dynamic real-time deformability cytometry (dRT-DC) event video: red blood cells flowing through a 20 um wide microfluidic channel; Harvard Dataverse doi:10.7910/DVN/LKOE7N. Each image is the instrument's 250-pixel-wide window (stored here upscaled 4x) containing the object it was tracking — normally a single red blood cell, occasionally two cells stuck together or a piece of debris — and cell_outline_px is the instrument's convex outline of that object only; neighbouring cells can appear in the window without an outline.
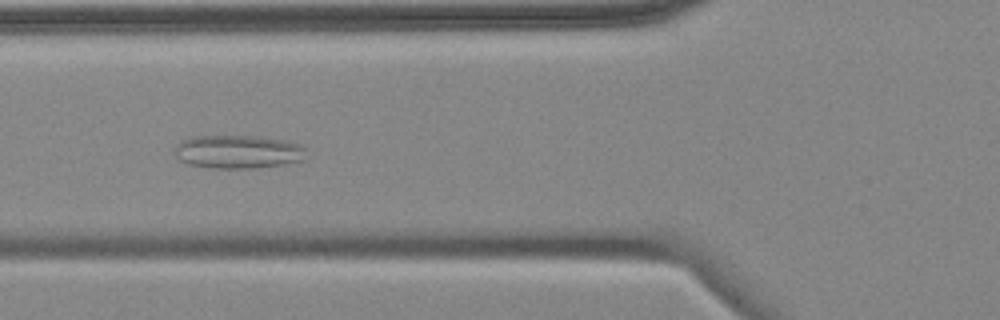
{"species": "common noctule bat (a hibernating species)", "species_latin": "Nyctalus noctula", "temperature_condition": "cold", "stored_images_in_passage": 5, "camera_frame_rate_fps": 3000, "um_per_image_px": 0.085, "animal": {"sex": "female", "body_mass_g": 18.4}, "frame": {"image": 1, "passage_image": 4, "time_ms": 3.667, "image_size_px": [1000, 320], "cell_outline_px": [[304, 160], [284, 164], [260, 168], [212, 168], [188, 164], [180, 160], [176, 156], [176, 144], [192, 136], [260, 136], [288, 140], [304, 144]], "centroid_in_image_um": [20.28, 12.89], "position_along_channel_um": 105.5, "area_um2": 25.84}}